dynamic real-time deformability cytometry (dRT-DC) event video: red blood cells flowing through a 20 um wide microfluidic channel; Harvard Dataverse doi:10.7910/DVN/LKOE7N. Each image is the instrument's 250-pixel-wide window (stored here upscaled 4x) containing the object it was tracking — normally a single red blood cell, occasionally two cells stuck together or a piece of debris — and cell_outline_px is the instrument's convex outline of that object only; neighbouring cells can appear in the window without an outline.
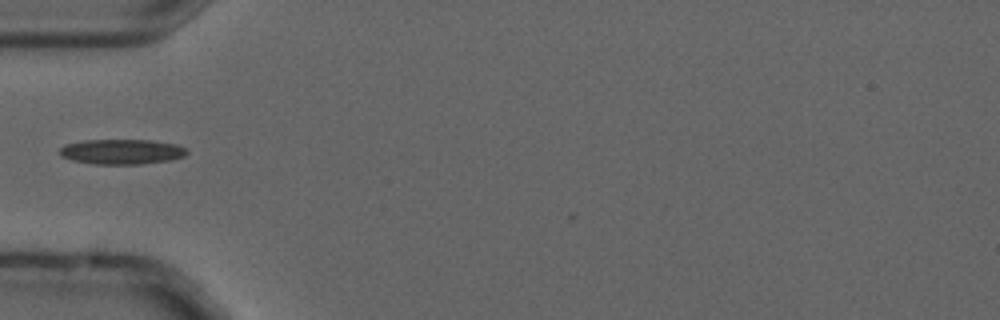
{"species": "common noctule bat (a hibernating species)", "species_latin": "Nyctalus noctula", "temperature_condition": "cold", "stored_images_in_passage": 1, "camera_frame_rate_fps": 3000, "um_per_image_px": 0.085, "animal": {"sex": "male", "forearm_length_mm": 52.5}, "frame": {"image": 1, "passage_image": 1, "time_ms": 0.0, "image_size_px": [1000, 320], "cell_outline_px": [[188, 152], [184, 156], [172, 160], [140, 164], [92, 164], [72, 160], [60, 156], [60, 148], [64, 144], [84, 140], [152, 140], [176, 144], [188, 148]], "centroid_in_image_um": [10.36, 12.89], "position_along_channel_um": 74.6, "area_um2": 18.79}}